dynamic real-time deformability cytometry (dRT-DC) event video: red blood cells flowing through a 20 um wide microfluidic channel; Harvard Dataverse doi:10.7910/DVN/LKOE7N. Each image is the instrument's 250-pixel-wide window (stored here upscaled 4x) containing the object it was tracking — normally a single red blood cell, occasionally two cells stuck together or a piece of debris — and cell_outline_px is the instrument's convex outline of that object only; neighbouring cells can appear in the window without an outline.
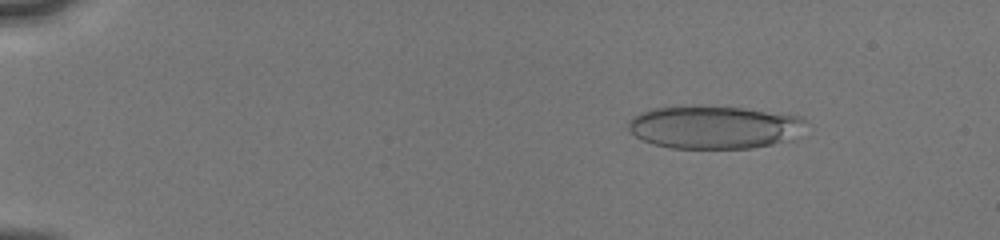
{"species": "human", "species_latin": "Homo sapiens", "temperature_condition": "cold", "stored_images_in_passage": 33, "camera_frame_rate_fps": 3000, "um_per_image_px": 0.085, "donor": {"sex": "male"}, "frame": {"image": 1, "passage_image": 15, "time_ms": 2.333, "image_size_px": [1000, 240], "cell_outline_px": [[808, 120], [800, 136], [796, 140], [752, 148], [672, 148], [652, 144], [636, 136], [628, 128], [628, 120], [632, 116], [640, 112], [652, 108], [684, 104], [696, 104], [744, 108], [804, 116]], "centroid_in_image_um": [60.76, 10.78], "position_along_channel_um": 24.2, "area_um2": 45.84}}